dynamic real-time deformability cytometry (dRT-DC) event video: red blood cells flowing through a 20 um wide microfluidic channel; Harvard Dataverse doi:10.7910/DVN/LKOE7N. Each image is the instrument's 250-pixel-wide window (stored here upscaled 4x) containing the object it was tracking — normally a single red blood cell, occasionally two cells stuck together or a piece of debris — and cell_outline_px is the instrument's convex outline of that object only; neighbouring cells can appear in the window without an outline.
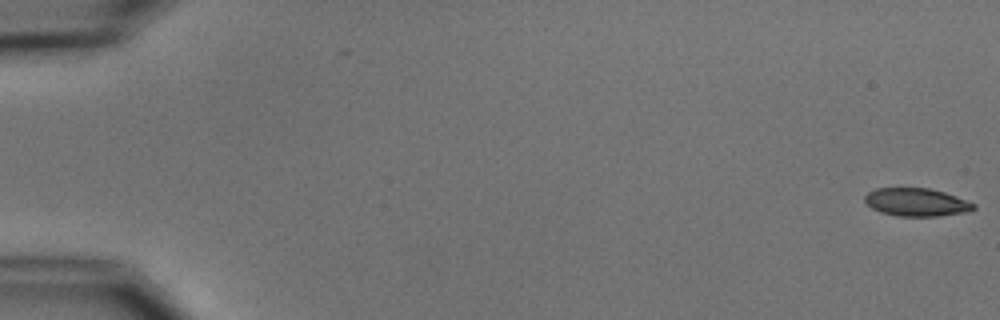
{"species": "common noctule bat (a hibernating species)", "species_latin": "Nyctalus noctula", "temperature_condition": "cold", "stored_images_in_passage": 5, "camera_frame_rate_fps": 3000, "um_per_image_px": 0.085, "animal": {"sex": "male", "body_mass_g": 15.6}, "frame": {"image": 1, "passage_image": 1, "time_ms": 0.0, "image_size_px": [1000, 320], "cell_outline_px": [[976, 208], [972, 212], [940, 216], [896, 216], [880, 212], [872, 208], [864, 200], [864, 196], [868, 192], [876, 188], [928, 188], [944, 192], [956, 196], [976, 204]], "centroid_in_image_um": [77.94, 17.2], "position_along_channel_um": 7.1, "area_um2": 17.98}}